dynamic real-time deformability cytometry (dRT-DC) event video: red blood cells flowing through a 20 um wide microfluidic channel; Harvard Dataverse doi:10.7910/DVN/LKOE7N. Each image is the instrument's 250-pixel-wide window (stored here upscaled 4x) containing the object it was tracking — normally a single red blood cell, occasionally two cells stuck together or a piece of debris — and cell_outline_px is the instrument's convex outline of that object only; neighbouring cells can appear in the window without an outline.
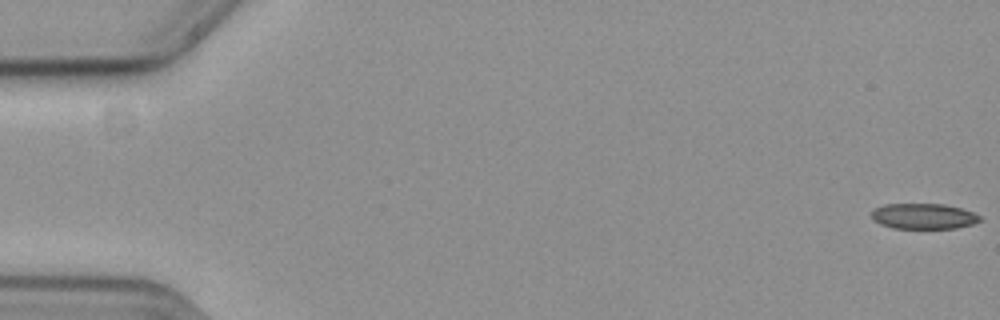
{"species": "common noctule bat (a hibernating species)", "species_latin": "Nyctalus noctula", "temperature_condition": "cold", "stored_images_in_passage": 7, "camera_frame_rate_fps": 3000, "um_per_image_px": 0.085, "animal": {"sex": "female", "body_mass_g": 19.3, "forearm_length_mm": 54.1}, "frame": {"image": 1, "passage_image": 1, "time_ms": 0.0, "image_size_px": [1000, 320], "cell_outline_px": [[984, 220], [972, 224], [956, 228], [892, 228], [880, 224], [872, 216], [872, 212], [876, 208], [884, 204], [944, 204], [960, 208], [972, 212], [980, 216]], "centroid_in_image_um": [78.54, 18.38], "position_along_channel_um": 6.5, "area_um2": 16.01}}